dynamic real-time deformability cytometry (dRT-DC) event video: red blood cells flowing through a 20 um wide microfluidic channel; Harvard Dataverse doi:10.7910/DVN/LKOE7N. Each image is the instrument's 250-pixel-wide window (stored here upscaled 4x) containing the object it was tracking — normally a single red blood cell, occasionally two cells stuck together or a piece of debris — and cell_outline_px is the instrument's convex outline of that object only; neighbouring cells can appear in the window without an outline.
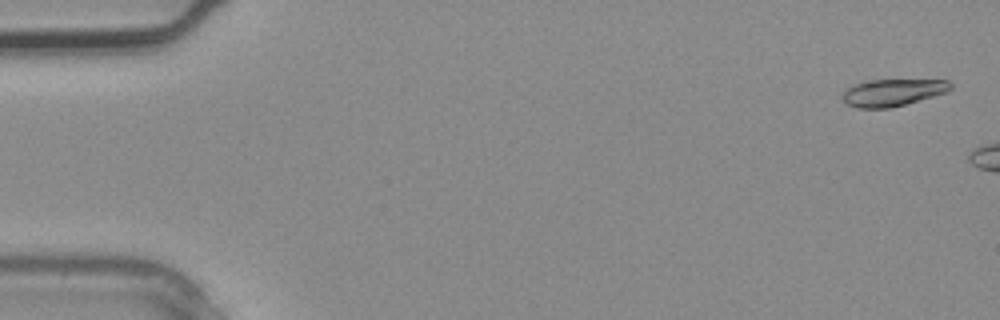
{"species": "common noctule bat (a hibernating species)", "species_latin": "Nyctalus noctula", "temperature_condition": "warm", "stored_images_in_passage": 4, "camera_frame_rate_fps": 3000, "um_per_image_px": 0.085, "animal": {"sex": "male", "body_mass_g": 20.4}, "frame": {"image": 1, "passage_image": 1, "time_ms": 0.0, "image_size_px": [1000, 320], "cell_outline_px": [[952, 88], [948, 92], [904, 104], [888, 108], [856, 108], [848, 104], [840, 96], [844, 88], [864, 80], [948, 80], [952, 84]], "centroid_in_image_um": [75.83, 7.85], "position_along_channel_um": 9.2, "area_um2": 17.17}}
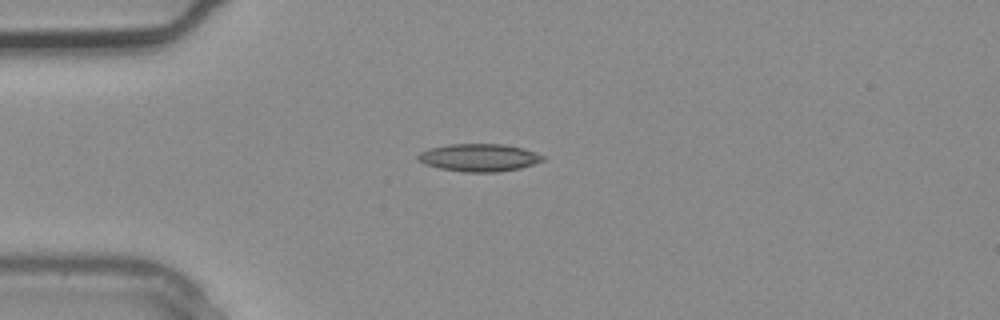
{"frame": {"image": 2, "passage_image": 4, "time_ms": 1.0, "image_size_px": [1000, 320], "cell_outline_px": [[544, 160], [520, 168], [500, 172], [464, 172], [440, 168], [424, 164], [416, 160], [416, 156], [420, 152], [428, 148], [448, 144], [504, 144], [524, 148], [536, 152], [544, 156]], "centroid_in_image_um": [40.69, 13.39], "position_along_channel_um": 44.3, "area_um2": 20.29}}